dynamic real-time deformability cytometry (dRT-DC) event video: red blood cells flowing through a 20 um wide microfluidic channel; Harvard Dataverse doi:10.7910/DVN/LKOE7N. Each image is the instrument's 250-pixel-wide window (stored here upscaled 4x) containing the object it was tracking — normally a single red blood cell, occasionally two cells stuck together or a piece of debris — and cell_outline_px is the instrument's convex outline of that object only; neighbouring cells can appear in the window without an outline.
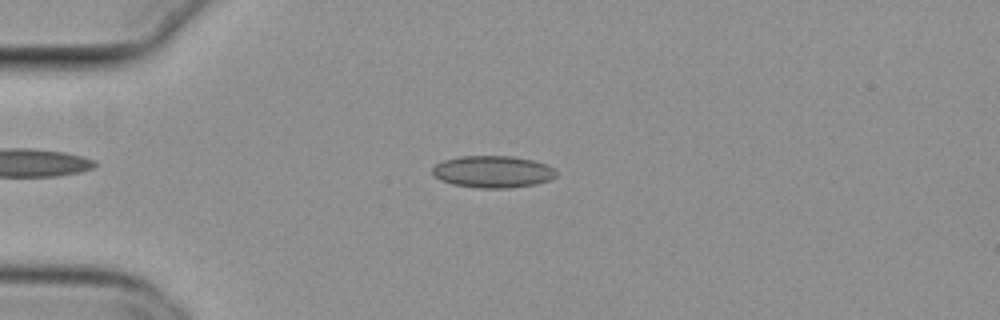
{"species": "common noctule bat (a hibernating species)", "species_latin": "Nyctalus noctula", "temperature_condition": "cold", "stored_images_in_passage": 52, "segment_of_instrument_passage": [1, 2], "camera_frame_rate_fps": 3000, "um_per_image_px": 0.085, "animal": {"sex": "female", "body_mass_g": 29.2, "forearm_length_mm": 56.3}, "frame": {"image": 1, "passage_image": 11, "time_ms": 3.333, "image_size_px": [1000, 320], "cell_outline_px": [[556, 176], [548, 180], [536, 184], [508, 188], [480, 188], [452, 184], [440, 180], [432, 172], [432, 168], [436, 164], [444, 160], [460, 156], [512, 156], [532, 160], [548, 164], [556, 172]], "centroid_in_image_um": [41.88, 14.59], "position_along_channel_um": 43.1, "area_um2": 23.0}}
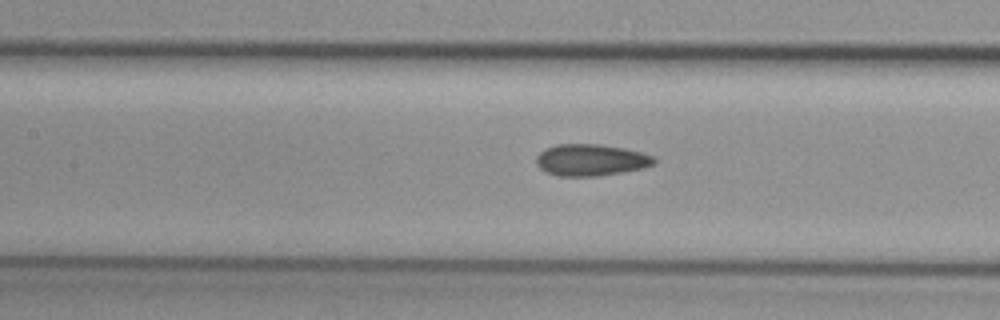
{"frame": {"image": 2, "passage_image": 22, "time_ms": 7.0, "image_size_px": [1000, 320], "cell_outline_px": [[656, 164], [644, 168], [624, 172], [600, 176], [556, 176], [540, 168], [536, 164], [536, 156], [544, 148], [556, 144], [600, 144], [624, 148], [640, 152], [652, 156], [656, 160]], "centroid_in_image_um": [50.22, 13.6], "position_along_channel_um": 157.2, "area_um2": 21.96}}
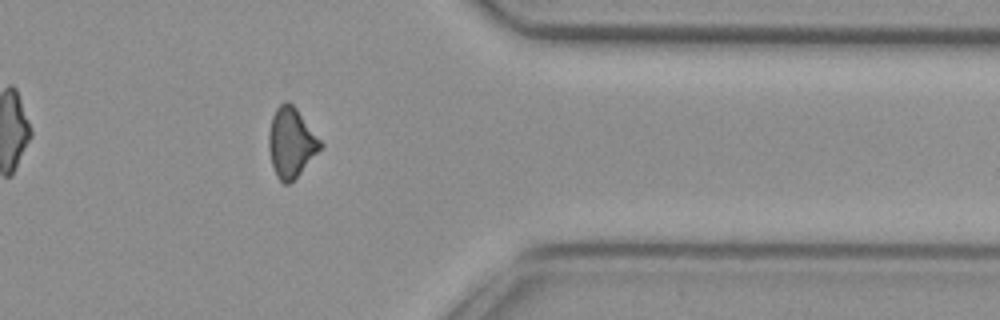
{"frame": {"image": 3, "passage_image": 41, "time_ms": 13.333, "image_size_px": [1000, 320], "cell_outline_px": [[324, 144], [300, 172], [288, 184], [284, 184], [276, 176], [272, 164], [268, 148], [268, 132], [272, 116], [276, 108], [284, 100], [288, 100], [296, 108]], "centroid_in_image_um": [24.72, 12.08], "position_along_channel_um": 386.7, "area_um2": 20.75}}